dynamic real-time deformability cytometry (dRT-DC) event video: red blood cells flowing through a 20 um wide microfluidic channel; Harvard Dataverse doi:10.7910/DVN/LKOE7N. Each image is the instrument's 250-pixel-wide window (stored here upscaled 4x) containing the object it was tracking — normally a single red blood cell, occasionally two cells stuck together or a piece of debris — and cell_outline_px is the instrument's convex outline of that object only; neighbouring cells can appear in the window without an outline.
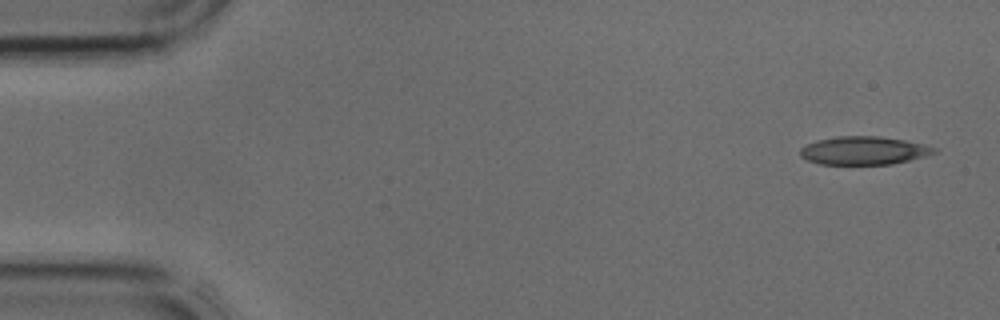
{"species": "common noctule bat (a hibernating species)", "species_latin": "Nyctalus noctula", "temperature_condition": "cold", "stored_images_in_passage": 3, "camera_frame_rate_fps": 3000, "um_per_image_px": 0.085, "animal": {"sex": "male", "body_mass_g": 17.9, "forearm_length_mm": 54.2}, "frame": {"image": 1, "passage_image": 1, "time_ms": 0.0, "image_size_px": [1000, 320], "cell_outline_px": [[936, 152], [928, 156], [892, 164], [820, 164], [808, 160], [800, 156], [800, 148], [808, 144], [820, 140], [836, 136], [880, 136], [904, 140], [924, 144], [936, 148]], "centroid_in_image_um": [73.45, 12.8], "position_along_channel_um": 11.5, "area_um2": 21.96}}